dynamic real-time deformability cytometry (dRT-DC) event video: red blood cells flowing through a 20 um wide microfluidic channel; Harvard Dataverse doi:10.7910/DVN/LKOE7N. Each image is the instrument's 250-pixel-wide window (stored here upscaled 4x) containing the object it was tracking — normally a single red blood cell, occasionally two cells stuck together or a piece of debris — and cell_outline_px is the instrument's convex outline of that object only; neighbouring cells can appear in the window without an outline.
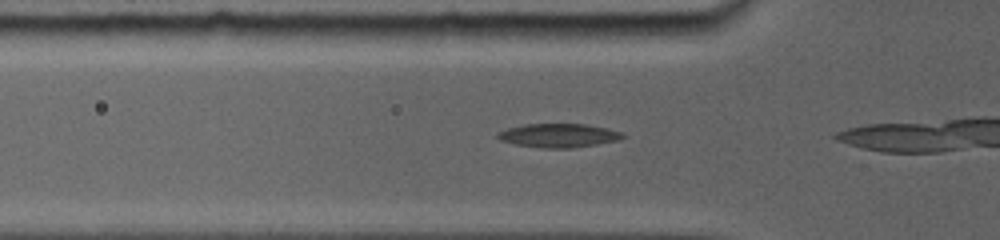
{"species": "common noctule bat (a hibernating species)", "species_latin": "Nyctalus noctula", "temperature_condition": "room temperature", "stored_images_in_passage": 6, "camera_frame_rate_fps": 5000, "um_per_image_px": 0.085, "animal": {"sex": "female", "body_mass_g": 19.0, "forearm_length_mm": 56.7}, "frame": {"image": 1, "passage_image": 3, "time_ms": 1.0, "image_size_px": [1000, 240], "cell_outline_px": [[624, 136], [620, 140], [572, 148], [540, 148], [516, 144], [500, 140], [496, 136], [496, 132], [508, 128], [524, 124], [584, 124], [608, 128], [624, 132]], "centroid_in_image_um": [47.48, 11.51], "position_along_channel_um": 78.3, "area_um2": 17.4}}